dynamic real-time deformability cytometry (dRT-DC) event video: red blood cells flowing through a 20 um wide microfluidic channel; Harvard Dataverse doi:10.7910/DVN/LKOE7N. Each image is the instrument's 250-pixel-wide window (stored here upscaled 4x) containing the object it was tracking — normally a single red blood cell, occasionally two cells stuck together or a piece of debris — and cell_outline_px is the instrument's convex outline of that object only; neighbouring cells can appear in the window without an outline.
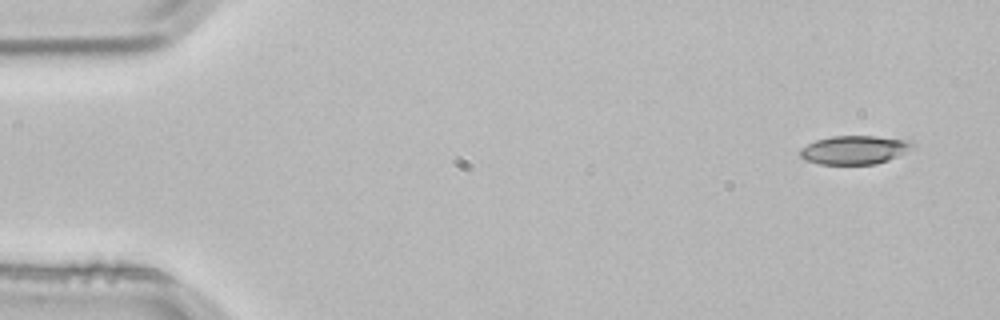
{"species": "common noctule bat (a hibernating species)", "species_latin": "Nyctalus noctula", "temperature_condition": "room temperature", "stored_images_in_passage": 3, "camera_frame_rate_fps": 3000, "um_per_image_px": 0.085, "animal": {"sex": "male", "body_mass_g": 21.5, "forearm_length_mm": 52.0}, "frame": {"image": 1, "passage_image": 1, "time_ms": 0.0, "image_size_px": [1000, 320], "cell_outline_px": [[916, 148], [900, 156], [876, 164], [820, 164], [808, 160], [800, 156], [800, 148], [816, 140], [832, 136], [876, 136], [908, 140], [916, 144]], "centroid_in_image_um": [72.71, 12.74], "position_along_channel_um": 12.3, "area_um2": 18.9}}
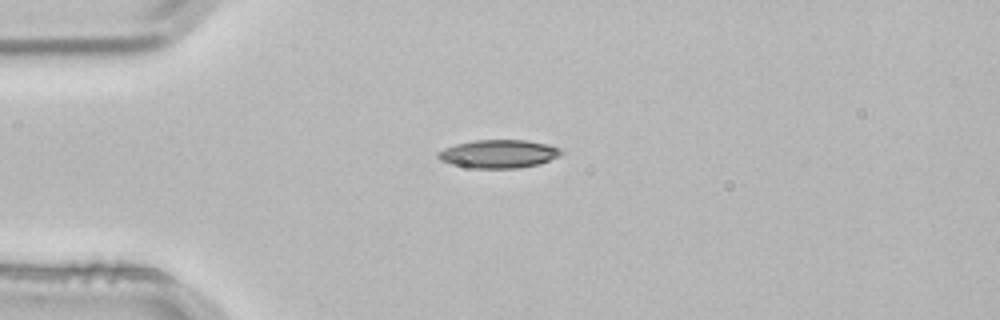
{"frame": {"image": 2, "passage_image": 3, "time_ms": 0.667, "image_size_px": [1000, 320], "cell_outline_px": [[564, 152], [540, 164], [516, 168], [472, 168], [440, 160], [436, 156], [436, 152], [444, 148], [456, 144], [476, 140], [528, 140], [548, 144], [560, 148]], "centroid_in_image_um": [42.38, 13.07], "position_along_channel_um": 42.6, "area_um2": 20.11}}